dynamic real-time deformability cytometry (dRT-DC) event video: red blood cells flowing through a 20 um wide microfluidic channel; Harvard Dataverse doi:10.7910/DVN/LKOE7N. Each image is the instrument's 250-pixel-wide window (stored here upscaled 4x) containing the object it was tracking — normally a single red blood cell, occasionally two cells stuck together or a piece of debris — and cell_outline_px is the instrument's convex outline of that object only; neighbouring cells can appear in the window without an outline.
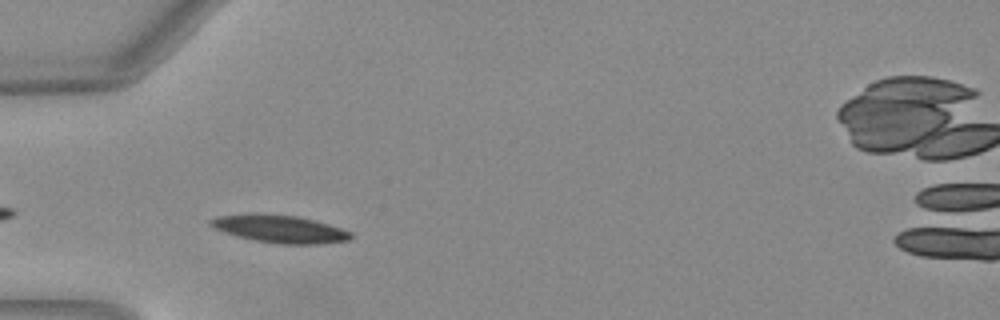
{"species": "Egyptian fruit bat (a non-hibernating species)", "species_latin": "Rousettus aegyptiacus", "temperature_condition": "warm", "stored_images_in_passage": 32, "camera_frame_rate_fps": 3000, "um_per_image_px": 0.085, "animal": {"sex": "female"}, "frame": {"image": 1, "passage_image": 2, "time_ms": 0.333, "image_size_px": [1000, 320], "cell_outline_px": [[352, 236], [348, 240], [320, 244], [280, 244], [256, 240], [236, 236], [224, 232], [208, 224], [208, 220], [216, 216], [256, 212], [296, 216], [328, 224], [352, 232]], "centroid_in_image_um": [23.73, 19.44], "position_along_channel_um": 61.3, "area_um2": 22.66}}
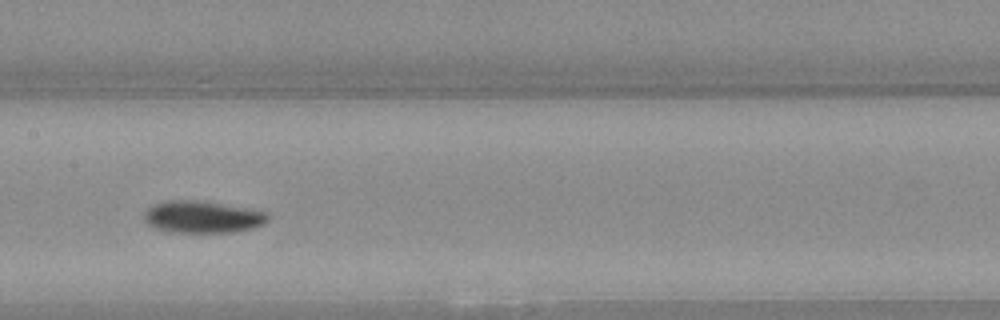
{"frame": {"image": 2, "passage_image": 12, "time_ms": 3.667, "image_size_px": [1000, 320], "cell_outline_px": [[268, 220], [264, 224], [256, 228], [232, 232], [168, 232], [156, 228], [148, 224], [144, 220], [144, 212], [148, 208], [164, 200], [196, 200], [268, 212]], "centroid_in_image_um": [17.2, 18.45], "position_along_channel_um": 190.2, "area_um2": 23.0}}
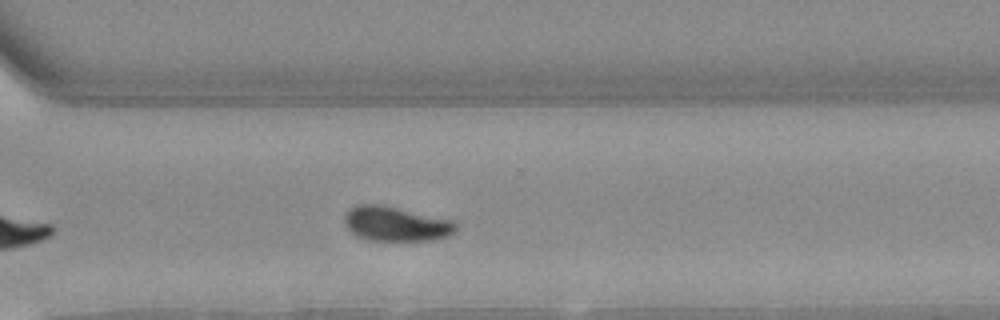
{"frame": {"image": 3, "passage_image": 23, "time_ms": 7.333, "image_size_px": [1000, 320], "cell_outline_px": [[456, 228], [448, 236], [436, 240], [372, 240], [356, 236], [344, 224], [344, 216], [352, 208], [360, 204], [380, 204], [452, 220], [456, 224]], "centroid_in_image_um": [33.64, 19.03], "position_along_channel_um": 337.0, "area_um2": 22.14}, "authors_computed_cell_mechanics": {"area_um2": 22.1663, "velocity_mm_per_s": 4.007, "shape_relaxation_time_tau1_ms": 4.3278, "shape_relaxation_time_tau2_ms": 4.6033, "deformation_change_tau1": 0.1572, "deformation_change_tau2": 0.0682}}